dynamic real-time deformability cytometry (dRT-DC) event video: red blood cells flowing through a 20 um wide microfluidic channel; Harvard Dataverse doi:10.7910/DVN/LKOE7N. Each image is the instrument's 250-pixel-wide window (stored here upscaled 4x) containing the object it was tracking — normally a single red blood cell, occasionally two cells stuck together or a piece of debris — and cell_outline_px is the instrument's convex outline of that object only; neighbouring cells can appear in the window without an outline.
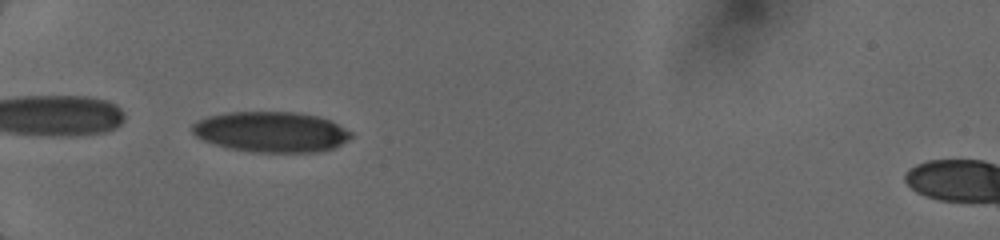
{"species": "human", "species_latin": "Homo sapiens", "temperature_condition": "cold", "stored_images_in_passage": 3, "camera_frame_rate_fps": 3000, "um_per_image_px": 0.085, "donor": {"sex": "female"}, "frame": {"image": 1, "passage_image": 2, "time_ms": 0.333, "image_size_px": [1000, 240], "cell_outline_px": [[352, 136], [340, 144], [332, 148], [316, 152], [252, 152], [228, 148], [204, 140], [196, 136], [192, 132], [192, 124], [196, 120], [208, 116], [228, 112], [296, 112], [320, 116], [352, 132]], "centroid_in_image_um": [23.02, 11.2], "position_along_channel_um": 62.0, "area_um2": 37.34}}